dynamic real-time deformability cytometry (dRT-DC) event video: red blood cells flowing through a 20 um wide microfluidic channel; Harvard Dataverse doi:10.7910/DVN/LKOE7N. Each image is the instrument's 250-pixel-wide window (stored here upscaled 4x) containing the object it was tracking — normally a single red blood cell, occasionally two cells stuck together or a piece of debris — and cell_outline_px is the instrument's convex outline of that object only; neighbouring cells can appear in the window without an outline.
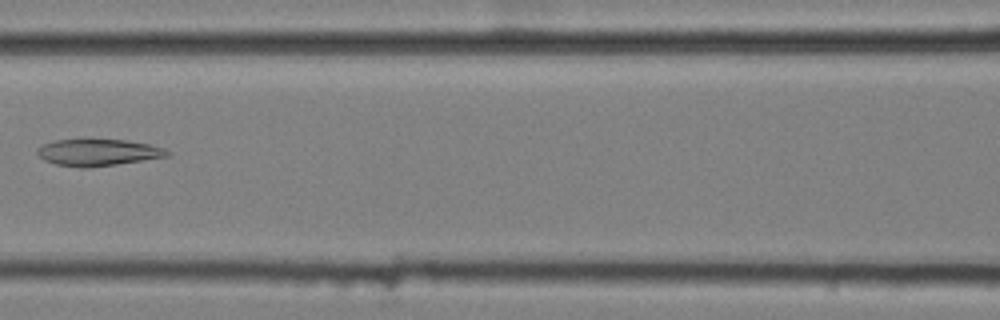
{"species": "common noctule bat (a hibernating species)", "species_latin": "Nyctalus noctula", "temperature_condition": "cold", "stored_images_in_passage": 9, "camera_frame_rate_fps": 3000, "um_per_image_px": 0.085, "animal": {"sex": "female", "body_mass_g": 25.1}, "frame": {"image": 1, "passage_image": 7, "time_ms": 2.0, "image_size_px": [1000, 320], "cell_outline_px": [[172, 152], [168, 156], [116, 164], [88, 168], [80, 168], [56, 164], [44, 160], [36, 152], [36, 148], [44, 144], [56, 140], [128, 140], [148, 144], [164, 148]], "centroid_in_image_um": [8.33, 12.96], "position_along_channel_um": 158.3, "area_um2": 20.06}}
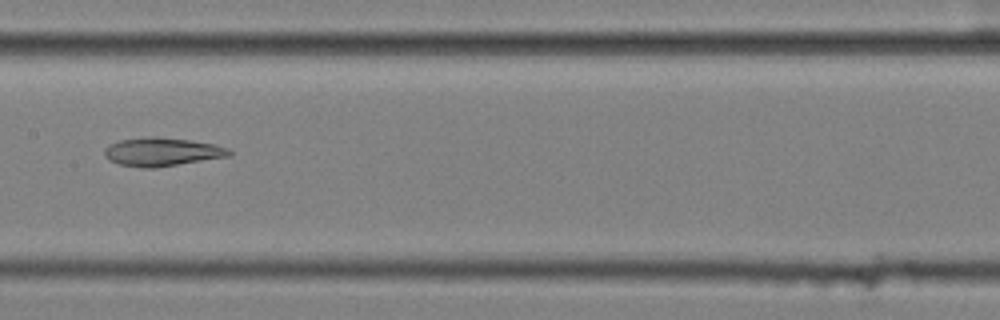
{"frame": {"image": 2, "passage_image": 8, "time_ms": 2.333, "image_size_px": [1000, 320], "cell_outline_px": [[232, 156], [156, 168], [144, 168], [120, 164], [108, 160], [104, 156], [104, 148], [108, 144], [120, 140], [144, 136], [156, 136], [188, 140], [216, 144], [228, 148], [232, 152]], "centroid_in_image_um": [13.77, 12.9], "position_along_channel_um": 193.6, "area_um2": 21.04}}
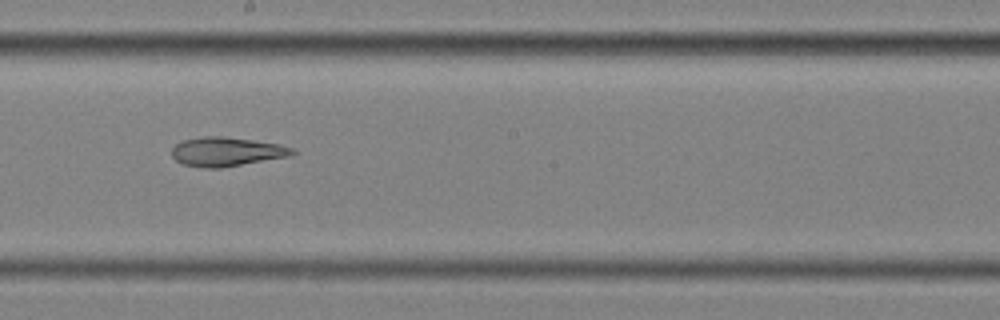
{"frame": {"image": 3, "passage_image": 9, "time_ms": 2.667, "image_size_px": [1000, 320], "cell_outline_px": [[296, 152], [292, 156], [220, 168], [200, 168], [184, 164], [176, 160], [172, 156], [172, 148], [176, 144], [184, 140], [204, 136], [220, 136], [252, 140], [280, 144], [292, 148]], "centroid_in_image_um": [19.27, 12.9], "position_along_channel_um": 228.9, "area_um2": 20.4}}